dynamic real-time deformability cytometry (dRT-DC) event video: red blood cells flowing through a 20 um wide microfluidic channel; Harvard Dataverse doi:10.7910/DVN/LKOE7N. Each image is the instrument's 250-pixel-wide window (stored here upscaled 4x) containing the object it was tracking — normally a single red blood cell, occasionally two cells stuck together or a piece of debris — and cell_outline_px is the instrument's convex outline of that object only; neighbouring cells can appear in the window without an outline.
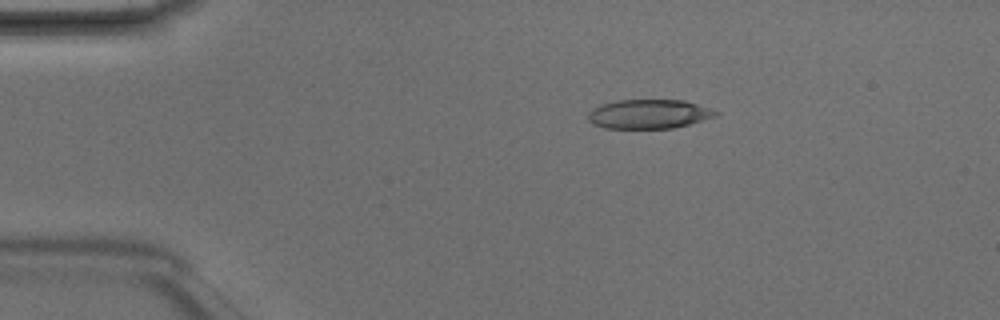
{"species": "Egyptian fruit bat (a non-hibernating species)", "species_latin": "Rousettus aegyptiacus", "temperature_condition": "room temperature", "stored_images_in_passage": 4, "camera_frame_rate_fps": 3000, "um_per_image_px": 0.085, "animal": {"sex": "male"}, "frame": {"image": 1, "passage_image": 2, "time_ms": 0.333, "image_size_px": [1000, 320], "cell_outline_px": [[720, 112], [716, 116], [688, 124], [672, 128], [604, 128], [592, 124], [588, 120], [588, 112], [592, 108], [600, 104], [616, 100], [684, 100]], "centroid_in_image_um": [55.09, 9.69], "position_along_channel_um": 29.9, "area_um2": 21.68}}
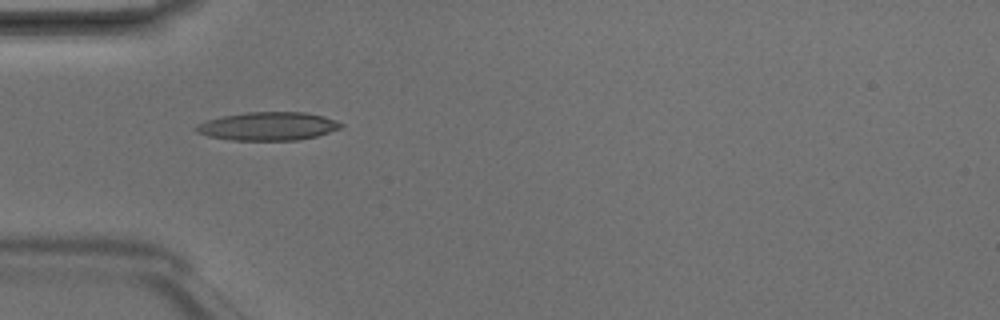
{"frame": {"image": 2, "passage_image": 4, "time_ms": 1.0, "image_size_px": [1000, 320], "cell_outline_px": [[344, 124], [340, 128], [316, 136], [296, 140], [232, 140], [208, 136], [196, 132], [196, 124], [208, 120], [224, 116], [248, 112], [304, 112], [324, 116], [336, 120]], "centroid_in_image_um": [22.79, 10.73], "position_along_channel_um": 62.2, "area_um2": 23.7}}